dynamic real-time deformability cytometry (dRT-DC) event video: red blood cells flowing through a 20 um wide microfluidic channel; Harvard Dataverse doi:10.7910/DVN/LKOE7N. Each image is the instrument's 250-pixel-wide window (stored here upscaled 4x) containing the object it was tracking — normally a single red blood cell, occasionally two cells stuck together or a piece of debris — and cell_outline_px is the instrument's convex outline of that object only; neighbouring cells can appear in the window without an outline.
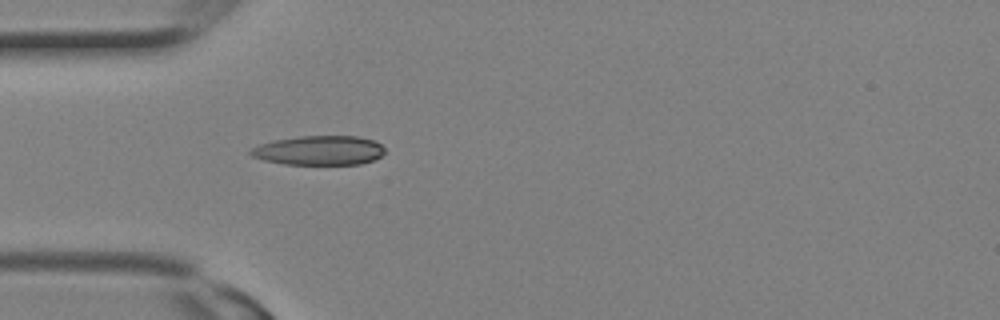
{"species": "Egyptian fruit bat (a non-hibernating species)", "species_latin": "Rousettus aegyptiacus", "temperature_condition": "room temperature", "stored_images_in_passage": 3, "camera_frame_rate_fps": 3000, "um_per_image_px": 0.085, "animal": {"sex": "female"}, "frame": {"image": 1, "passage_image": 3, "time_ms": 0.667, "image_size_px": [1000, 320], "cell_outline_px": [[384, 152], [380, 156], [372, 160], [360, 164], [284, 164], [264, 160], [252, 156], [248, 152], [252, 148], [260, 144], [272, 140], [300, 136], [360, 136], [372, 140], [380, 144], [384, 148]], "centroid_in_image_um": [27.11, 12.78], "position_along_channel_um": 57.9, "area_um2": 22.89}}